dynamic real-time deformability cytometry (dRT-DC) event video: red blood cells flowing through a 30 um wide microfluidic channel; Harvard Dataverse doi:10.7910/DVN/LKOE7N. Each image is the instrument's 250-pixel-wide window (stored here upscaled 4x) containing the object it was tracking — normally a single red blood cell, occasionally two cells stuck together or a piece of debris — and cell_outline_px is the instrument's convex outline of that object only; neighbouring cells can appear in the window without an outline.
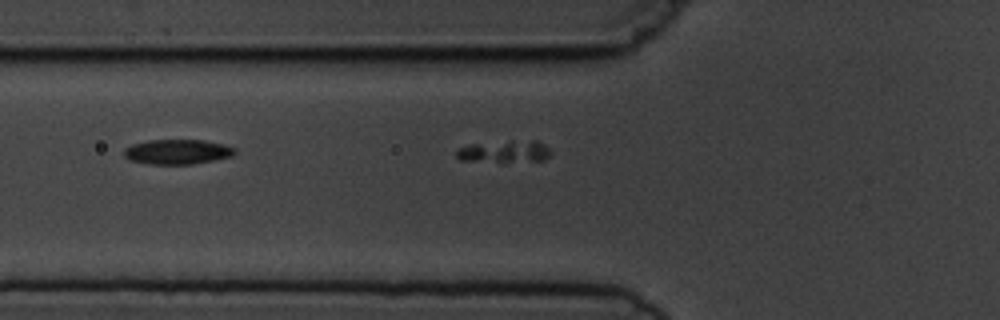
{"species": "common noctule bat (a hibernating species)", "species_latin": "Nyctalus noctula", "temperature_condition": "cold", "stored_images_in_passage": 5, "segment_of_instrument_passage": [2, 2], "camera_frame_rate_fps": 3000, "um_per_image_px": 0.085, "animal": {"sex": "male", "body_mass_g": 19.5, "forearm_length_mm": 54.6}, "frame": {"image": 1, "passage_image": 4, "time_ms": 3.667, "image_size_px": [1000, 320], "cell_outline_px": [[552, 152], [544, 160], [504, 164], [460, 160], [456, 156], [456, 148], [472, 144], [508, 140], [536, 140], [544, 144]], "centroid_in_image_um": [42.87, 12.91], "position_along_channel_um": 82.9, "area_um2": 13.01}}
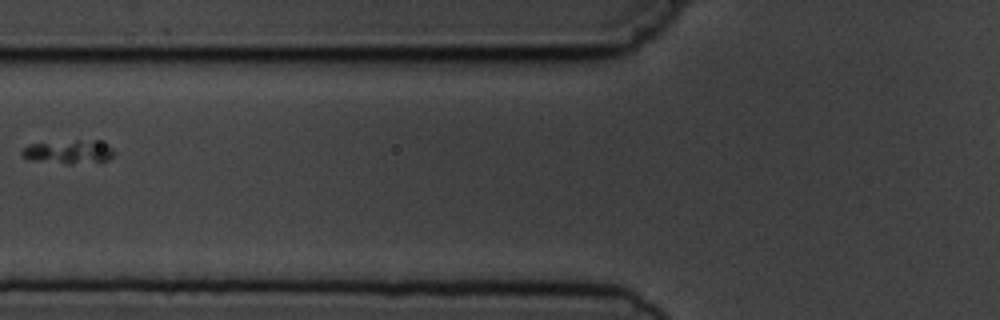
{"frame": {"image": 2, "passage_image": 5, "time_ms": 4.667, "image_size_px": [1000, 320], "cell_outline_px": [[116, 152], [108, 160], [72, 164], [64, 164], [28, 160], [20, 152], [28, 144], [76, 140], [96, 140], [108, 144]], "centroid_in_image_um": [5.85, 12.91], "position_along_channel_um": 120.0, "area_um2": 12.89}}